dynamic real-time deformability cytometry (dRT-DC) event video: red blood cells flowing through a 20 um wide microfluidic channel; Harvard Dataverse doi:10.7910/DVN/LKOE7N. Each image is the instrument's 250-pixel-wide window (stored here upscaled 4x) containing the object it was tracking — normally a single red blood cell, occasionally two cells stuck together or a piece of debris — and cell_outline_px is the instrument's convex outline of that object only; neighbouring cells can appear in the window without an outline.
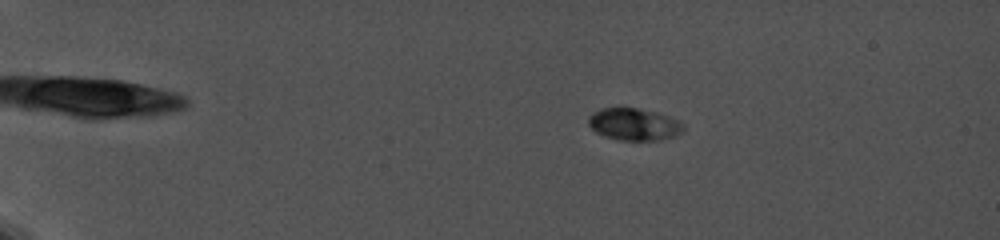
{"species": "common noctule bat (a hibernating species)", "species_latin": "Nyctalus noctula", "temperature_condition": "cold", "stored_images_in_passage": 50, "camera_frame_rate_fps": 5000, "um_per_image_px": 0.085, "animal": {"sex": "female", "body_mass_g": 19.0, "forearm_length_mm": 56.7}, "frame": {"image": 1, "passage_image": 33, "time_ms": 4.6, "image_size_px": [1000, 240], "cell_outline_px": [[684, 132], [676, 136], [656, 140], [620, 140], [604, 136], [596, 132], [588, 124], [588, 116], [592, 112], [600, 108], [636, 108], [656, 112], [680, 120], [684, 124]], "centroid_in_image_um": [53.91, 10.56], "position_along_channel_um": 31.1, "area_um2": 17.92}}